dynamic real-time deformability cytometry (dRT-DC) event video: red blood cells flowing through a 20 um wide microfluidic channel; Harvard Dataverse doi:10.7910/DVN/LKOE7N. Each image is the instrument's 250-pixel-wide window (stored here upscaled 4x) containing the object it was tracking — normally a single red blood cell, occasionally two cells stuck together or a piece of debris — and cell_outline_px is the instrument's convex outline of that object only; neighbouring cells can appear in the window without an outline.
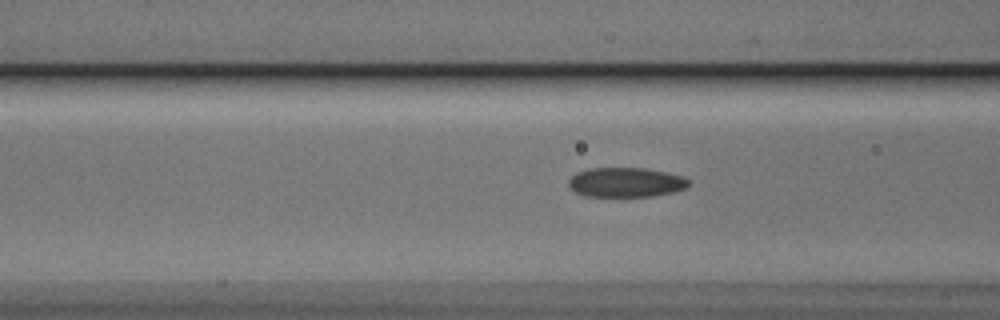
{"species": "Egyptian fruit bat (a non-hibernating species)", "species_latin": "Rousettus aegyptiacus", "temperature_condition": "cold", "stored_images_in_passage": 12, "camera_frame_rate_fps": 3000, "um_per_image_px": 0.085, "animal": {"sex": "male"}, "frame": {"image": 1, "passage_image": 9, "time_ms": 2.667, "image_size_px": [1000, 320], "cell_outline_px": [[688, 184], [684, 188], [672, 192], [652, 196], [584, 196], [576, 192], [568, 184], [568, 180], [576, 172], [588, 168], [644, 168], [668, 172], [684, 176], [688, 180]], "centroid_in_image_um": [53.18, 15.48], "position_along_channel_um": 113.4, "area_um2": 20.63}}